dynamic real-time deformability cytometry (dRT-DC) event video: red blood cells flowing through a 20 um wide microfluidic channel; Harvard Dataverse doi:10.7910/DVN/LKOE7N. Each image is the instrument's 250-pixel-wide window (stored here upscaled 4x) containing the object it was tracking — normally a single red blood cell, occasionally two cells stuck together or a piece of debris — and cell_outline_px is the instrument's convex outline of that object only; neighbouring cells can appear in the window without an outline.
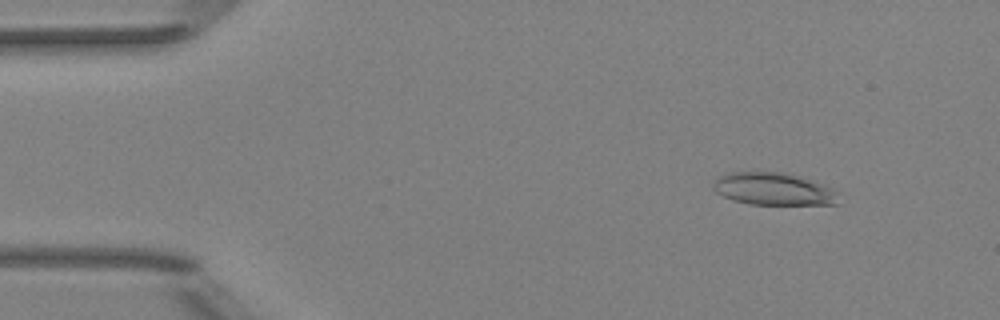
{"species": "Egyptian fruit bat (a non-hibernating species)", "species_latin": "Rousettus aegyptiacus", "temperature_condition": "room temperature", "stored_images_in_passage": 51, "camera_frame_rate_fps": 3000, "um_per_image_px": 0.085, "animal": {"sex": "female"}, "frame": {"image": 1, "passage_image": 6, "time_ms": 1.667, "image_size_px": [1000, 320], "cell_outline_px": [[840, 204], [748, 204], [732, 200], [716, 192], [712, 188], [712, 184], [716, 176], [728, 172], [784, 172], [816, 180], [832, 188], [836, 192]], "centroid_in_image_um": [65.73, 16.05], "position_along_channel_um": 19.3, "area_um2": 24.04}}
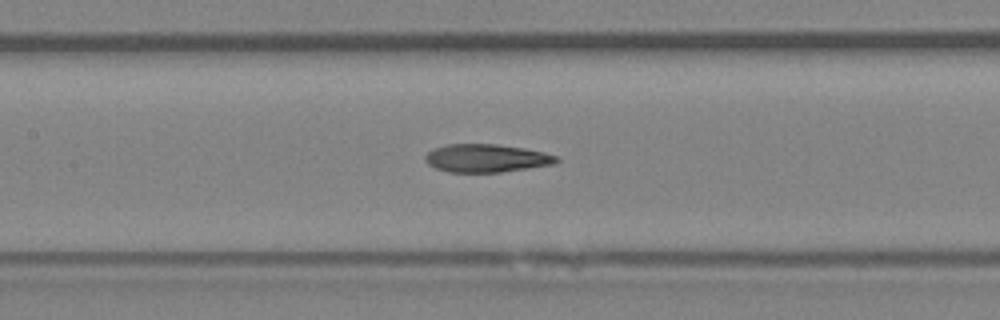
{"frame": {"image": 2, "passage_image": 24, "time_ms": 7.667, "image_size_px": [1000, 320], "cell_outline_px": [[560, 160], [552, 164], [528, 168], [500, 172], [448, 172], [436, 168], [428, 164], [424, 160], [424, 156], [432, 148], [448, 144], [496, 144], [524, 148], [544, 152], [560, 156]], "centroid_in_image_um": [41.33, 13.44], "position_along_channel_um": 166.1, "area_um2": 21.56}}
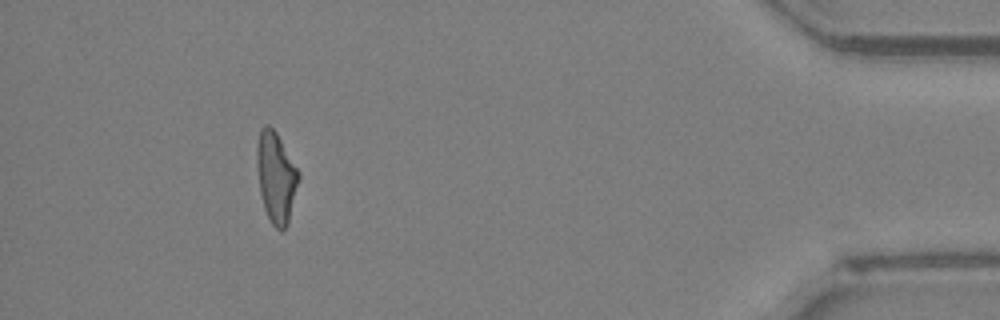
{"frame": {"image": 3, "passage_image": 47, "time_ms": 15.333, "image_size_px": [1000, 320], "cell_outline_px": [[300, 176], [288, 224], [280, 232], [272, 224], [264, 208], [260, 192], [256, 160], [256, 144], [260, 128], [264, 124], [268, 124], [276, 132], [300, 172]], "centroid_in_image_um": [23.46, 15.04], "position_along_channel_um": 411.7, "area_um2": 22.14}, "authors_computed_cell_mechanics": {"area_um2": 22.1374, "velocity_mm_per_s": 4.0109, "shape_relaxation_time_tau1_ms": null, "shape_relaxation_time_tau2_ms": 3.2636, "deformation_change_tau1": null, "deformation_change_tau2": 0.1326}}